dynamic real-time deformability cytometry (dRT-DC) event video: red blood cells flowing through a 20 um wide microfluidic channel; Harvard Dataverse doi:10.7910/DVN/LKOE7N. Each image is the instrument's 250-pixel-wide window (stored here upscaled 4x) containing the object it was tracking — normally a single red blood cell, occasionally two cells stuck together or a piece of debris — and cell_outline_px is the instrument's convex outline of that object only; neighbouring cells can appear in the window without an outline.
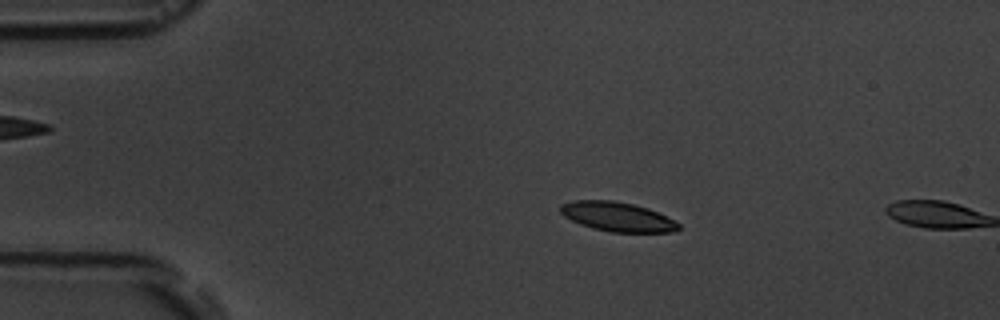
{"species": "common noctule bat (a hibernating species)", "species_latin": "Nyctalus noctula", "temperature_condition": "room temperature", "stored_images_in_passage": 4, "camera_frame_rate_fps": 3000, "um_per_image_px": 0.085, "animal": {"sex": "male", "body_mass_g": 19.5, "forearm_length_mm": 54.6}, "frame": {"image": 1, "passage_image": 3, "time_ms": 2.333, "image_size_px": [1000, 320], "cell_outline_px": [[680, 228], [672, 232], [612, 232], [592, 228], [580, 224], [564, 216], [560, 212], [560, 204], [572, 200], [612, 200], [632, 204], [648, 208], [680, 224]], "centroid_in_image_um": [52.43, 18.42], "position_along_channel_um": 32.6, "area_um2": 20.06}}